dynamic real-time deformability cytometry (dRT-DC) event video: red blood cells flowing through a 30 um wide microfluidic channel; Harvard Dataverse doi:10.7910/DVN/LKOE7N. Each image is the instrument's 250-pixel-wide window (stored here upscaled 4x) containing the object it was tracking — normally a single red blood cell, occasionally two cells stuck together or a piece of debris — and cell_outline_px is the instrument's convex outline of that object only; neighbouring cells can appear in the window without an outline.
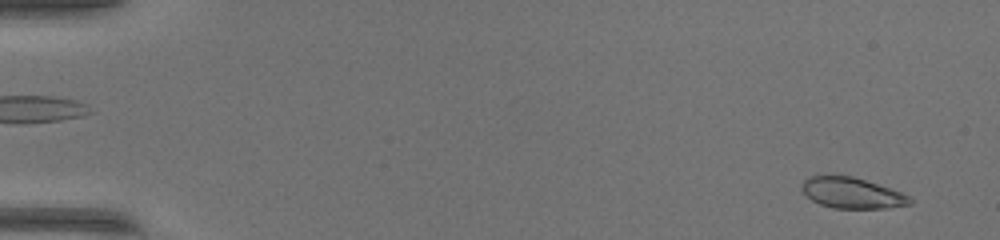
{"species": "common noctule bat (a hibernating species)", "species_latin": "Nyctalus noctula", "temperature_condition": "warm", "stored_images_in_passage": 50, "camera_frame_rate_fps": 3000, "um_per_image_px": 0.085, "animal": {"sex": "female", "body_mass_g": 17.0, "forearm_length_mm": 48.0}, "frame": {"image": 1, "passage_image": 3, "time_ms": 0.667, "image_size_px": [1000, 240], "cell_outline_px": [[912, 204], [888, 208], [832, 208], [820, 204], [812, 200], [800, 188], [800, 184], [808, 176], [828, 172], [852, 176], [900, 192], [908, 196], [912, 200]], "centroid_in_image_um": [72.32, 16.36], "position_along_channel_um": 12.7, "area_um2": 19.77}}
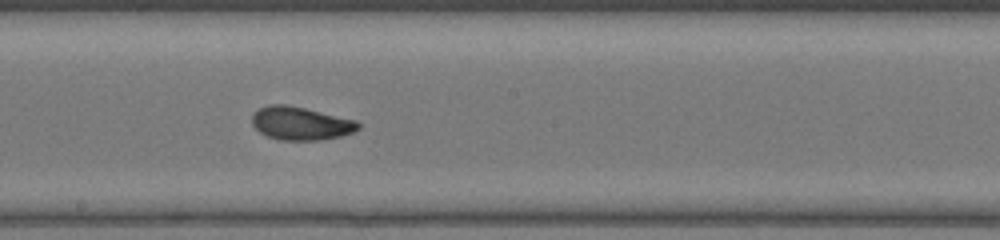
{"frame": {"image": 2, "passage_image": 29, "time_ms": 9.333, "image_size_px": [1000, 240], "cell_outline_px": [[360, 128], [352, 132], [340, 136], [320, 140], [280, 140], [268, 136], [260, 132], [252, 124], [252, 112], [268, 104], [288, 104], [356, 120], [360, 124]], "centroid_in_image_um": [25.54, 10.47], "position_along_channel_um": 222.7, "area_um2": 20.58}}
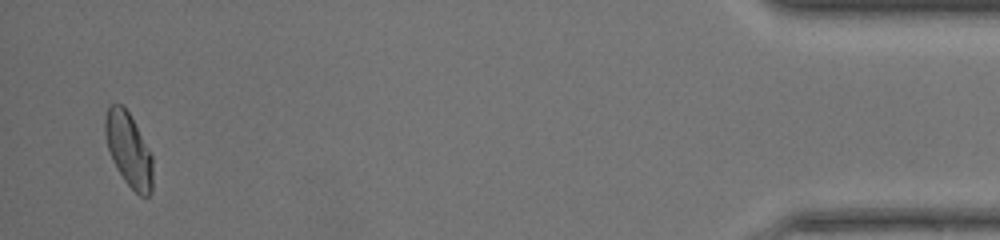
{"frame": {"image": 3, "passage_image": 49, "time_ms": 16.0, "image_size_px": [1000, 240], "cell_outline_px": [[152, 192], [148, 196], [140, 196], [124, 180], [116, 168], [112, 160], [108, 148], [104, 132], [104, 120], [108, 104], [120, 104], [128, 112], [152, 156]], "centroid_in_image_um": [10.91, 12.73], "position_along_channel_um": 424.3, "area_um2": 20.23}, "authors_computed_cell_mechanics": {"area_um2": 20.1433, "velocity_mm_per_s": 4.2208, "shape_relaxation_time_tau1_ms": 2.8067, "shape_relaxation_time_tau2_ms": 1.2378, "deformation_change_tau1": 0.1394, "deformation_change_tau2": 0.06}}